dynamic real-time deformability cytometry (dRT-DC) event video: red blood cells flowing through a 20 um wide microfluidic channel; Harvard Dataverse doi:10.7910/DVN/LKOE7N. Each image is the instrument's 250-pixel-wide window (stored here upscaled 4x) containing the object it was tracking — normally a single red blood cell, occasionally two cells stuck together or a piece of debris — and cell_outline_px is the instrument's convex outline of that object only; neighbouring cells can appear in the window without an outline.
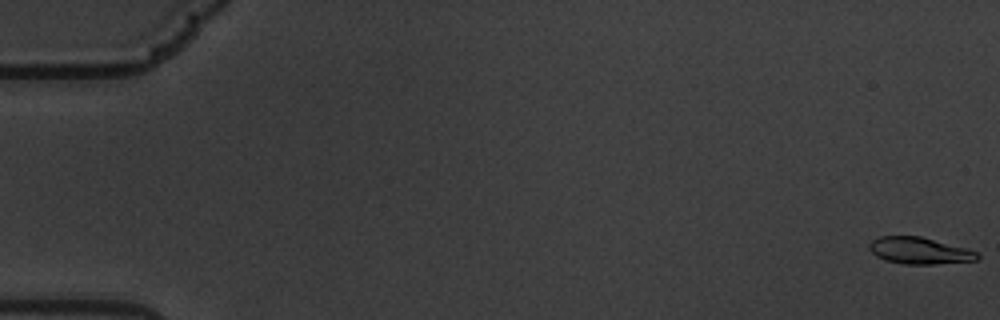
{"species": "common noctule bat (a hibernating species)", "species_latin": "Nyctalus noctula", "temperature_condition": "warm", "stored_images_in_passage": 61, "camera_frame_rate_fps": 3000, "um_per_image_px": 0.085, "animal": {"sex": "male", "body_mass_g": 19.5, "forearm_length_mm": 54.6}, "frame": {"image": 1, "passage_image": 1, "time_ms": 0.0, "image_size_px": [1000, 320], "cell_outline_px": [[980, 256], [976, 260], [936, 264], [904, 264], [884, 260], [876, 256], [868, 248], [868, 244], [872, 240], [880, 236], [920, 236], [968, 248], [976, 252]], "centroid_in_image_um": [78.13, 21.3], "position_along_channel_um": 6.9, "area_um2": 16.88}}
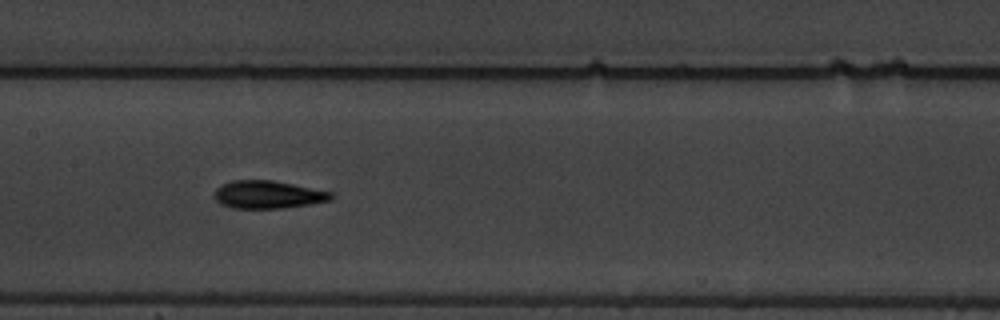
{"frame": {"image": 2, "passage_image": 31, "time_ms": 10.0, "image_size_px": [1000, 320], "cell_outline_px": [[332, 200], [308, 204], [280, 208], [232, 208], [220, 204], [216, 200], [216, 188], [232, 180], [272, 180], [332, 192]], "centroid_in_image_um": [22.76, 16.54], "position_along_channel_um": 184.6, "area_um2": 18.61}}
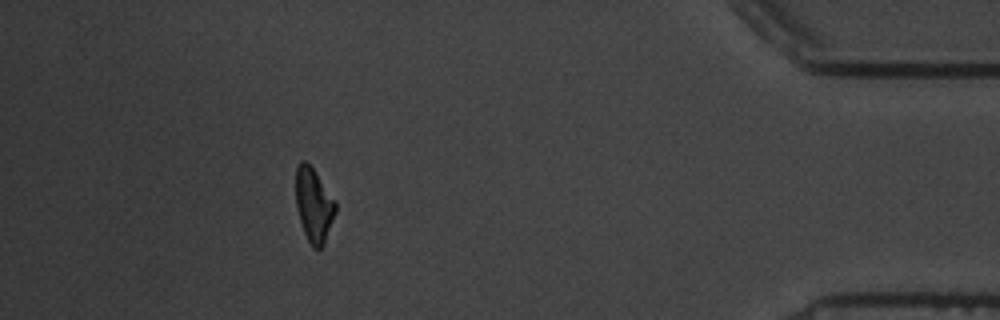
{"frame": {"image": 3, "passage_image": 55, "time_ms": 18.0, "image_size_px": [1000, 320], "cell_outline_px": [[336, 212], [324, 244], [320, 248], [312, 248], [304, 232], [296, 208], [296, 168], [300, 160], [304, 160], [316, 172], [336, 200]], "centroid_in_image_um": [26.68, 17.41], "position_along_channel_um": 408.5, "area_um2": 17.17}, "authors_computed_cell_mechanics": {"area_um2": 18.1492, "velocity_mm_per_s": 3.4078, "shape_relaxation_time_tau1_ms": 5.229, "shape_relaxation_time_tau2_ms": 0.872, "deformation_change_tau1": 0.1744, "deformation_change_tau2": 0.0697}}